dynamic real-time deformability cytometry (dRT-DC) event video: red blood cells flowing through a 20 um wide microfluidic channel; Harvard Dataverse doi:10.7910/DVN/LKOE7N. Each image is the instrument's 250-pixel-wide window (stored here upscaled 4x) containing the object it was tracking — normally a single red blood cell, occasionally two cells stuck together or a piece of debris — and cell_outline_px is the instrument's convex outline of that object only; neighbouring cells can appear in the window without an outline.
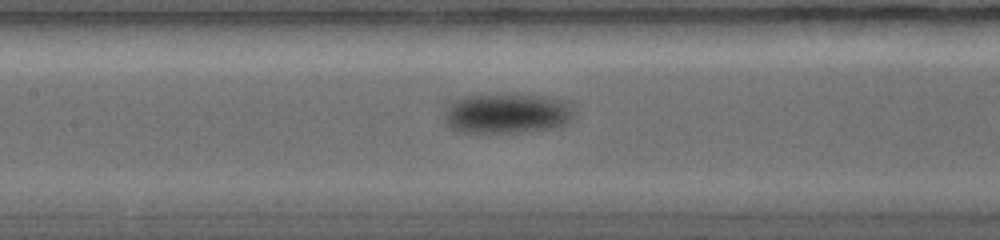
{"species": "common noctule bat (a hibernating species)", "species_latin": "Nyctalus noctula", "temperature_condition": "warm", "stored_images_in_passage": 23, "camera_frame_rate_fps": 5000, "um_per_image_px": 0.085, "animal": {"sex": "female", "body_mass_g": 19.0, "forearm_length_mm": 56.7}, "frame": {"image": 1, "passage_image": 10, "time_ms": 5.2, "image_size_px": [1000, 240], "cell_outline_px": [[572, 120], [568, 124], [552, 128], [516, 132], [460, 132], [452, 128], [444, 120], [444, 112], [452, 104], [460, 100], [472, 96], [540, 96], [560, 100], [568, 104], [572, 108]], "centroid_in_image_um": [43.12, 9.69], "position_along_channel_um": 164.3, "area_um2": 29.07}}